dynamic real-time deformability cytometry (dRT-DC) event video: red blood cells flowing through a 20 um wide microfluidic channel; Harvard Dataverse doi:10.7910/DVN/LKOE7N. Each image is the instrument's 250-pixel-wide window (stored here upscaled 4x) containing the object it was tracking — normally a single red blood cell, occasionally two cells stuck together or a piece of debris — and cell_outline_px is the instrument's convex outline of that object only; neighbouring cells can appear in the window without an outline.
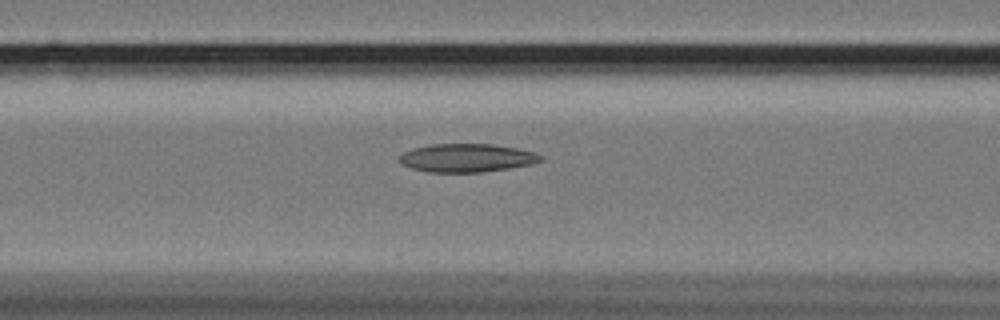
{"species": "Egyptian fruit bat (a non-hibernating species)", "species_latin": "Rousettus aegyptiacus", "temperature_condition": "cold", "stored_images_in_passage": 49, "camera_frame_rate_fps": 3000, "um_per_image_px": 0.085, "animal": {"sex": "female"}, "frame": {"image": 1, "passage_image": 14, "time_ms": 4.333, "image_size_px": [1000, 320], "cell_outline_px": [[544, 160], [532, 164], [508, 168], [480, 172], [428, 172], [412, 168], [400, 164], [400, 156], [404, 152], [412, 148], [432, 144], [492, 144], [516, 148], [532, 152], [544, 156]], "centroid_in_image_um": [39.68, 13.42], "position_along_channel_um": 126.9, "area_um2": 23.24}}
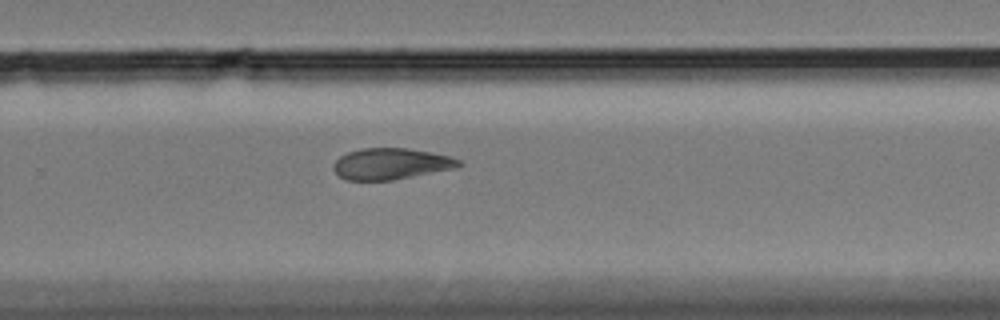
{"frame": {"image": 2, "passage_image": 29, "time_ms": 9.333, "image_size_px": [1000, 320], "cell_outline_px": [[464, 164], [456, 168], [392, 180], [348, 180], [340, 176], [332, 168], [336, 160], [340, 156], [348, 152], [360, 148], [408, 148], [448, 156], [460, 160]], "centroid_in_image_um": [33.23, 13.92], "position_along_channel_um": 296.6, "area_um2": 22.66}}
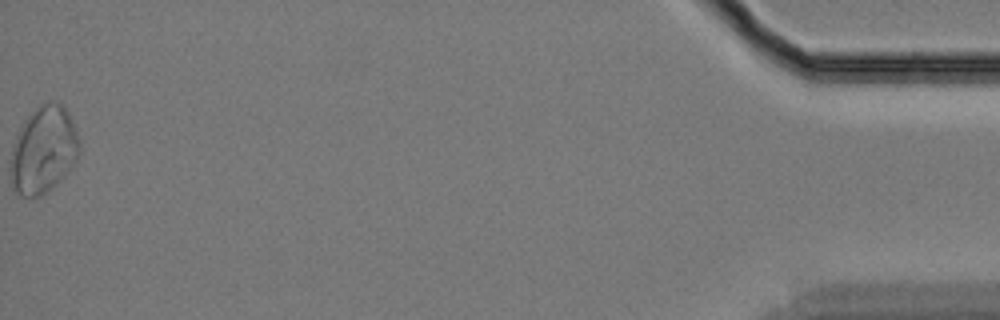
{"frame": {"image": 3, "passage_image": 49, "time_ms": 16.0, "image_size_px": [1000, 320], "cell_outline_px": [[80, 152], [76, 160], [64, 176], [52, 188], [40, 196], [20, 196], [12, 188], [12, 144], [20, 128], [28, 116], [40, 104], [48, 100], [60, 100], [64, 104], [72, 120], [80, 144]], "centroid_in_image_um": [3.73, 12.7], "position_along_channel_um": 431.5, "area_um2": 34.85}, "authors_computed_cell_mechanics": {"area_um2": 24.3338, "velocity_mm_per_s": 3.4007, "shape_relaxation_time_tau1_ms": null, "shape_relaxation_time_tau2_ms": 5.6447, "deformation_change_tau1": null, "deformation_change_tau2": 0.1256}}